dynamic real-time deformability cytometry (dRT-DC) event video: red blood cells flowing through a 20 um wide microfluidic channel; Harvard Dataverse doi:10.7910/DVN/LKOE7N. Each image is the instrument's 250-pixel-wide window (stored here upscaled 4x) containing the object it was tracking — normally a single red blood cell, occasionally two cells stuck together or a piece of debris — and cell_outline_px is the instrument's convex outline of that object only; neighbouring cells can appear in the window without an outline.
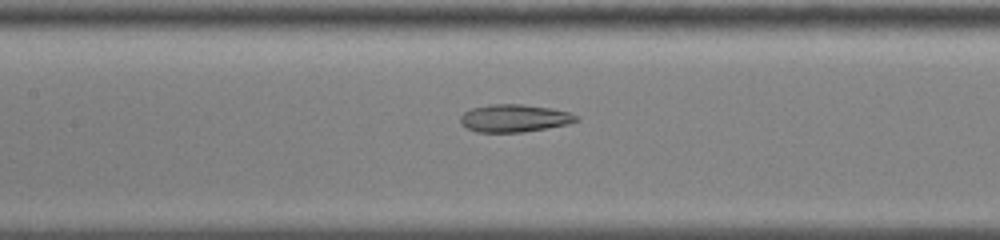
{"species": "common noctule bat (a hibernating species)", "species_latin": "Nyctalus noctula", "temperature_condition": "cold", "stored_images_in_passage": 47, "camera_frame_rate_fps": 3000, "um_per_image_px": 0.085, "animal": {"sex": "male", "body_mass_g": 13.0, "forearm_length_mm": 53.1}, "frame": {"image": 1, "passage_image": 29, "time_ms": 9.333, "image_size_px": [1000, 240], "cell_outline_px": [[580, 120], [568, 124], [524, 132], [476, 132], [460, 124], [460, 116], [464, 112], [472, 108], [492, 104], [520, 104], [552, 108], [568, 112], [576, 116]], "centroid_in_image_um": [43.7, 10.05], "position_along_channel_um": 163.7, "area_um2": 18.61}}
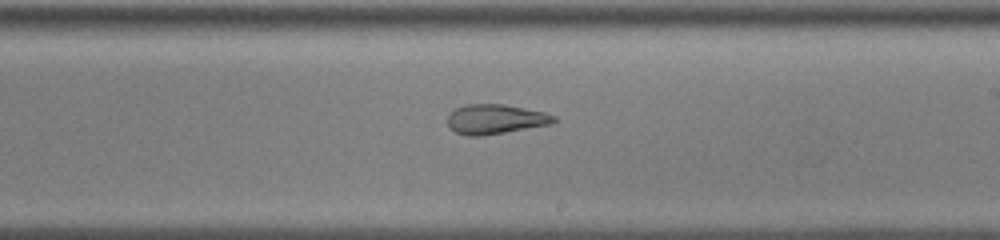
{"frame": {"image": 2, "passage_image": 36, "time_ms": 11.667, "image_size_px": [1000, 240], "cell_outline_px": [[556, 120], [552, 124], [484, 136], [468, 136], [456, 132], [448, 128], [448, 116], [456, 108], [464, 104], [504, 104], [544, 112], [556, 116]], "centroid_in_image_um": [42.1, 10.14], "position_along_channel_um": 246.9, "area_um2": 18.5}}
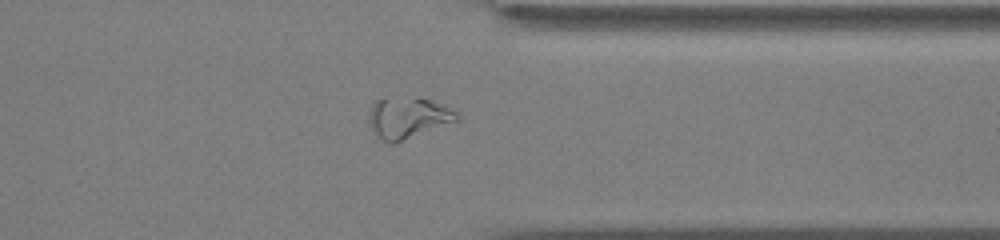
{"frame": {"image": 3, "passage_image": 47, "time_ms": 15.333, "image_size_px": [1000, 240], "cell_outline_px": [[460, 120], [392, 144], [384, 140], [372, 128], [368, 120], [368, 112], [372, 104], [376, 100], [428, 100], [444, 104], [452, 108], [460, 116]], "centroid_in_image_um": [34.72, 10.04], "position_along_channel_um": 376.7, "area_um2": 20.23}, "authors_computed_cell_mechanics": {"area_um2": 21.7328, "velocity_mm_per_s": 3.5804, "shape_relaxation_time_tau1_ms": null, "shape_relaxation_time_tau2_ms": 2.9297, "deformation_change_tau1": null, "deformation_change_tau2": 0.1026}}